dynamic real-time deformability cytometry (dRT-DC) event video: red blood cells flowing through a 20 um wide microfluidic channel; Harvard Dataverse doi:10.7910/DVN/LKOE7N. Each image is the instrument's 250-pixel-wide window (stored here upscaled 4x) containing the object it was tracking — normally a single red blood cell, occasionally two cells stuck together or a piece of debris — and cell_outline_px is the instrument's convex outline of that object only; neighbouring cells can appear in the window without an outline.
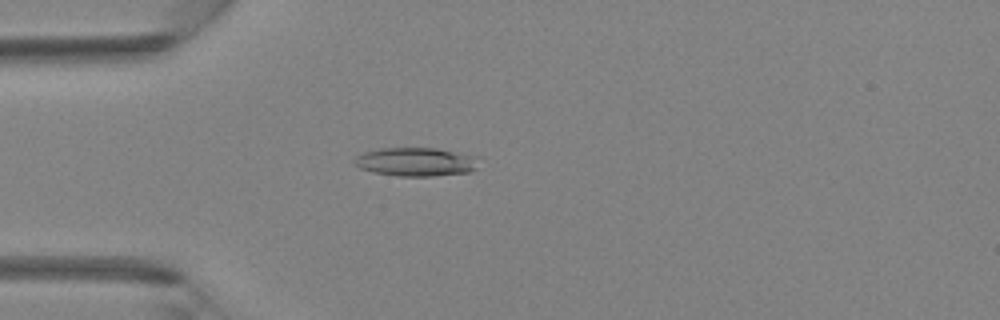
{"species": "Egyptian fruit bat (a non-hibernating species)", "species_latin": "Rousettus aegyptiacus", "temperature_condition": "room temperature", "stored_images_in_passage": 43, "camera_frame_rate_fps": 3000, "um_per_image_px": 0.085, "animal": {"sex": "female"}, "frame": {"image": 1, "passage_image": 12, "time_ms": 3.667, "image_size_px": [1000, 320], "cell_outline_px": [[480, 156], [476, 168], [468, 172], [432, 176], [396, 176], [372, 172], [360, 168], [352, 160], [356, 156], [364, 152], [380, 148], [436, 148]], "centroid_in_image_um": [35.36, 13.75], "position_along_channel_um": 49.6, "area_um2": 20.92}}
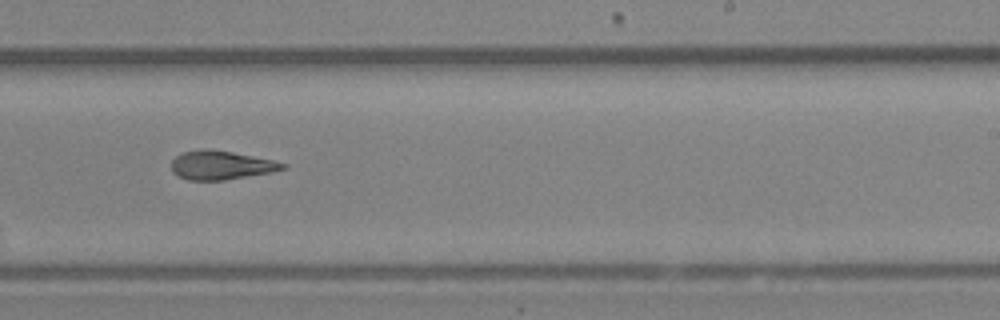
{"frame": {"image": 2, "passage_image": 27, "time_ms": 8.667, "image_size_px": [1000, 320], "cell_outline_px": [[288, 168], [272, 172], [224, 180], [188, 180], [176, 176], [172, 172], [172, 160], [176, 156], [184, 152], [232, 152], [272, 160], [288, 164]], "centroid_in_image_um": [18.83, 14.09], "position_along_channel_um": 270.2, "area_um2": 17.98}}
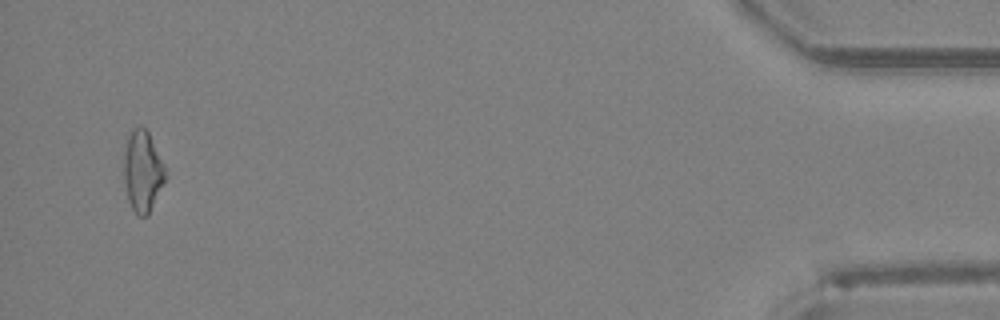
{"frame": {"image": 3, "passage_image": 42, "time_ms": 13.667, "image_size_px": [1000, 320], "cell_outline_px": [[168, 176], [148, 216], [136, 216], [128, 200], [124, 180], [124, 152], [128, 136], [132, 128], [140, 124], [148, 132], [164, 164]], "centroid_in_image_um": [12.13, 14.57], "position_along_channel_um": 423.1, "area_um2": 19.88}}